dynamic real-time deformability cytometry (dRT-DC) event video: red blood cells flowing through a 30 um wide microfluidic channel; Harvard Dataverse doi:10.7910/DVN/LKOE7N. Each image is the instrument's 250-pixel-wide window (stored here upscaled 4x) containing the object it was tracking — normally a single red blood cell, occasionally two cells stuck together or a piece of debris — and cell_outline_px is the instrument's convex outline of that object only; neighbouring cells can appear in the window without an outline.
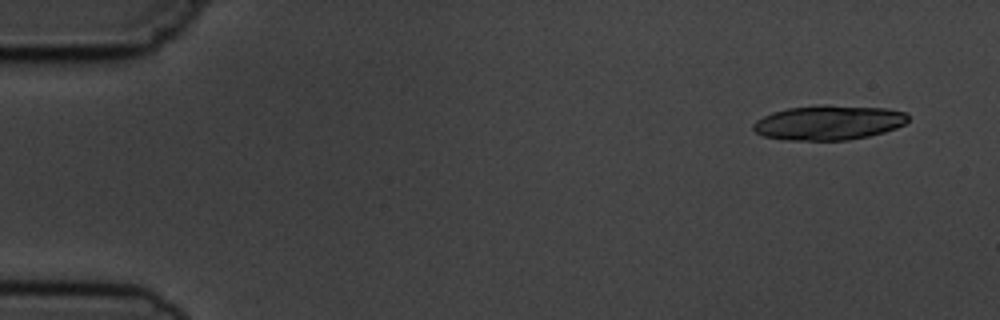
{"species": "common noctule bat (a hibernating species)", "species_latin": "Nyctalus noctula", "temperature_condition": "cold", "stored_images_in_passage": 9, "camera_frame_rate_fps": 3000, "um_per_image_px": 0.085, "animal": {"sex": "male", "body_mass_g": 19.5, "forearm_length_mm": 54.6}, "frame": {"image": 1, "passage_image": 1, "time_ms": 0.0, "image_size_px": [1000, 320], "cell_outline_px": [[908, 120], [904, 124], [896, 128], [884, 132], [868, 136], [848, 140], [784, 140], [764, 136], [756, 132], [752, 128], [752, 124], [756, 120], [772, 112], [788, 108], [816, 104], [828, 104], [888, 108], [904, 112], [908, 116]], "centroid_in_image_um": [70.42, 10.4], "position_along_channel_um": 14.6, "area_um2": 31.62}}
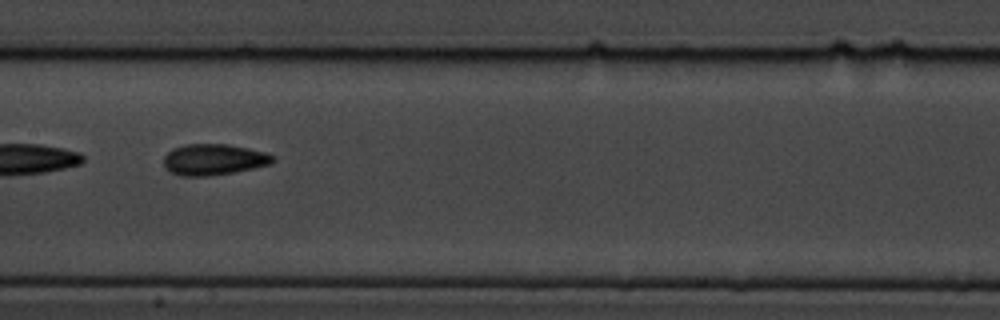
{"frame": {"image": 2, "passage_image": 8, "time_ms": 8.0, "image_size_px": [1000, 320], "cell_outline_px": [[276, 160], [268, 164], [252, 168], [232, 172], [208, 176], [180, 176], [164, 168], [164, 156], [172, 148], [184, 144], [228, 144], [248, 148], [264, 152], [272, 156]], "centroid_in_image_um": [18.11, 13.55], "position_along_channel_um": 189.3, "area_um2": 19.65}}
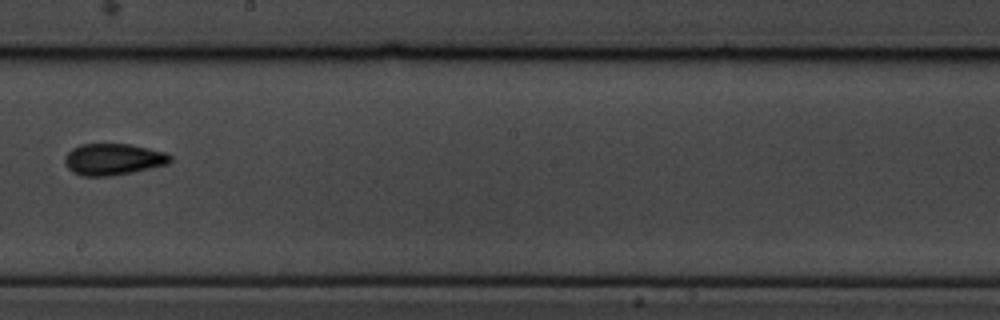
{"frame": {"image": 3, "passage_image": 9, "time_ms": 9.333, "image_size_px": [1000, 320], "cell_outline_px": [[172, 160], [168, 164], [152, 168], [132, 172], [108, 176], [84, 176], [72, 172], [64, 164], [64, 156], [72, 148], [80, 144], [128, 144], [168, 152], [172, 156]], "centroid_in_image_um": [9.63, 13.54], "position_along_channel_um": 238.6, "area_um2": 19.54}}